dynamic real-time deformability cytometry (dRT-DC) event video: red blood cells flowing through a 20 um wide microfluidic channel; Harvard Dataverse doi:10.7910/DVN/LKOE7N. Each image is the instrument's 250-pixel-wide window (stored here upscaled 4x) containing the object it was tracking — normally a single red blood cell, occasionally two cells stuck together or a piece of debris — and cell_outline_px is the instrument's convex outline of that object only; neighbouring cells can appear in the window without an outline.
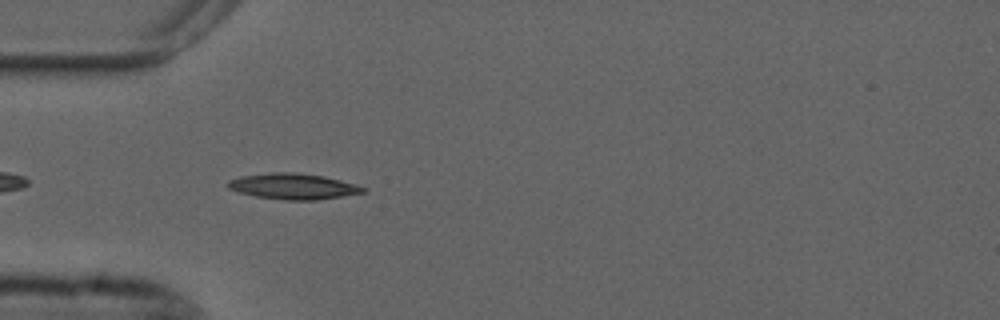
{"species": "common noctule bat (a hibernating species)", "species_latin": "Nyctalus noctula", "temperature_condition": "cold", "stored_images_in_passage": 41, "camera_frame_rate_fps": 3000, "um_per_image_px": 0.085, "animal": {"sex": "male", "forearm_length_mm": 52.5}, "frame": {"image": 1, "passage_image": 3, "time_ms": 0.667, "image_size_px": [1000, 320], "cell_outline_px": [[368, 188], [364, 192], [344, 196], [316, 200], [284, 200], [256, 196], [240, 192], [228, 188], [224, 184], [228, 180], [240, 176], [272, 172], [292, 172], [324, 176], [356, 184]], "centroid_in_image_um": [24.91, 15.83], "position_along_channel_um": 60.1, "area_um2": 20.4}}
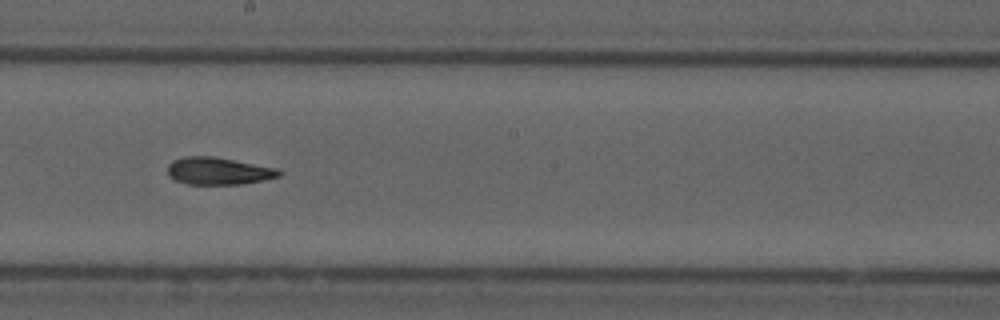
{"frame": {"image": 2, "passage_image": 17, "time_ms": 5.333, "image_size_px": [1000, 320], "cell_outline_px": [[284, 172], [280, 176], [264, 180], [240, 184], [188, 184], [176, 180], [168, 176], [168, 164], [172, 160], [184, 156], [212, 156], [276, 168]], "centroid_in_image_um": [18.55, 14.53], "position_along_channel_um": 229.6, "area_um2": 17.69}}
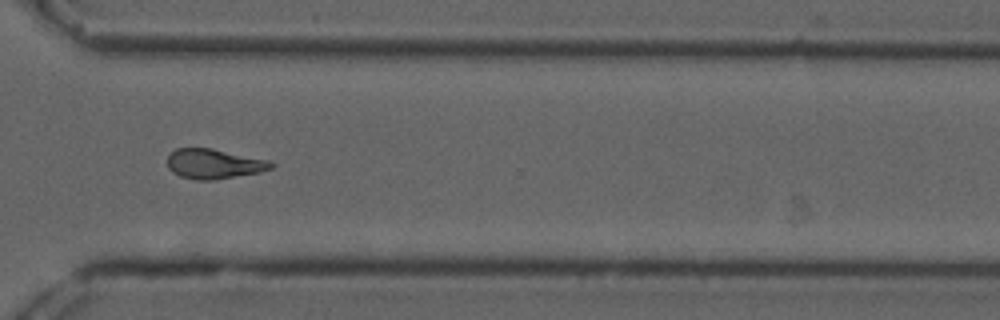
{"frame": {"image": 3, "passage_image": 27, "time_ms": 8.667, "image_size_px": [1000, 320], "cell_outline_px": [[276, 164], [272, 168], [260, 172], [212, 180], [196, 180], [180, 176], [172, 172], [168, 168], [168, 156], [176, 148], [212, 148], [268, 160]], "centroid_in_image_um": [18.18, 13.93], "position_along_channel_um": 352.4, "area_um2": 17.98}, "authors_computed_cell_mechanics": {"area_um2": 18.207, "velocity_mm_per_s": 3.6868, "shape_relaxation_time_tau1_ms": null, "shape_relaxation_time_tau2_ms": 7.6905, "deformation_change_tau1": null, "deformation_change_tau2": 0.1406}}